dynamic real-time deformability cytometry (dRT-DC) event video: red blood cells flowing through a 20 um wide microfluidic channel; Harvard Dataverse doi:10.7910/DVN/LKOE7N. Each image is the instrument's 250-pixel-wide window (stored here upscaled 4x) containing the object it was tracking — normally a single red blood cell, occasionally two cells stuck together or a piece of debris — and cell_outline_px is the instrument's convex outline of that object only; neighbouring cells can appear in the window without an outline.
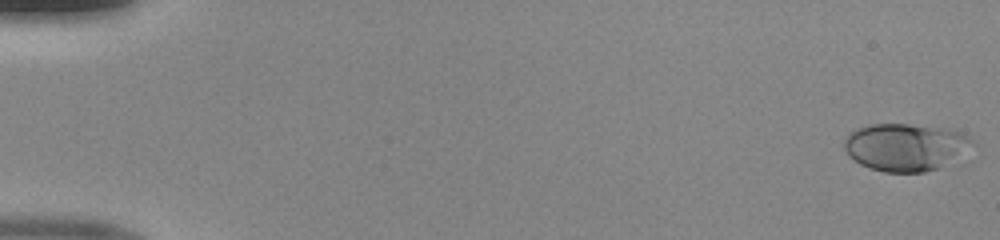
{"species": "human", "species_latin": "Homo sapiens", "temperature_condition": "room temperature", "stored_images_in_passage": 50, "camera_frame_rate_fps": 3000, "um_per_image_px": 0.085, "donor": {"sex": "male"}, "frame": {"image": 1, "passage_image": 1, "time_ms": 0.0, "image_size_px": [1000, 240], "cell_outline_px": [[976, 144], [936, 168], [924, 172], [884, 172], [868, 168], [860, 164], [848, 156], [844, 148], [844, 140], [852, 132], [860, 128], [872, 124], [908, 124], [956, 132], [968, 136]], "centroid_in_image_um": [76.87, 12.52], "position_along_channel_um": 8.1, "area_um2": 34.39}}
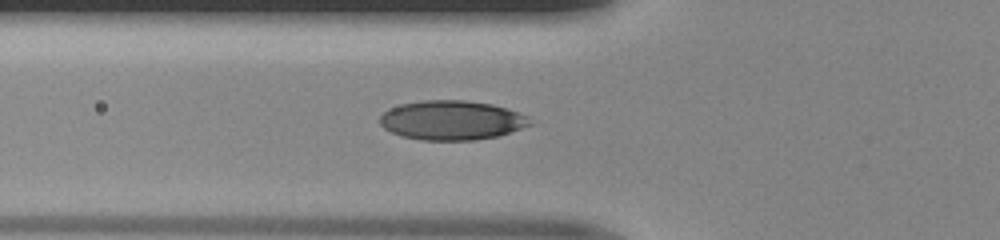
{"frame": {"image": 2, "passage_image": 19, "time_ms": 6.0, "image_size_px": [1000, 240], "cell_outline_px": [[532, 124], [496, 136], [476, 140], [420, 140], [400, 136], [384, 128], [380, 124], [380, 116], [384, 112], [400, 104], [424, 100], [464, 100], [492, 104], [528, 116]], "centroid_in_image_um": [38.36, 10.22], "position_along_channel_um": 87.4, "area_um2": 34.16}}
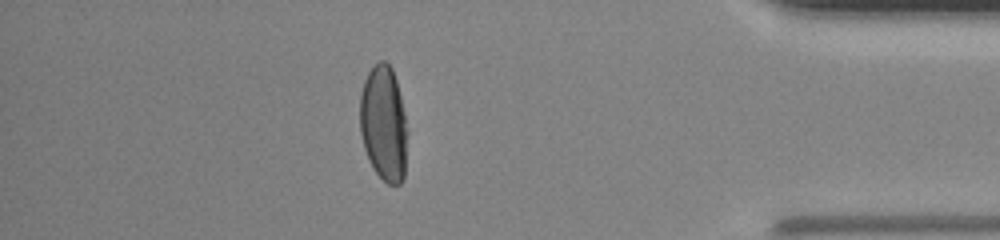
{"frame": {"image": 3, "passage_image": 44, "time_ms": 14.333, "image_size_px": [1000, 240], "cell_outline_px": [[404, 176], [400, 184], [388, 184], [372, 168], [368, 160], [364, 148], [360, 132], [360, 96], [364, 80], [368, 72], [380, 60], [384, 60], [392, 68], [396, 80], [400, 96], [404, 116]], "centroid_in_image_um": [32.55, 10.48], "position_along_channel_um": 402.6, "area_um2": 31.1}}